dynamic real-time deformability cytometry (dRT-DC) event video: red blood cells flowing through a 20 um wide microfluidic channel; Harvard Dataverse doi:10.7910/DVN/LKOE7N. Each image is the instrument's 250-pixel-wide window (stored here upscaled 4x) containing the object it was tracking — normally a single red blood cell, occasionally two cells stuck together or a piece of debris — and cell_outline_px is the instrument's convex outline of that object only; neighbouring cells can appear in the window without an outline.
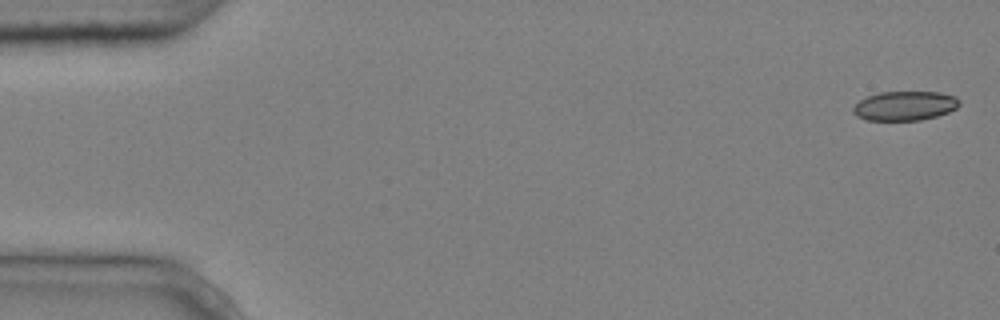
{"species": "common noctule bat (a hibernating species)", "species_latin": "Nyctalus noctula", "temperature_condition": "cold", "stored_images_in_passage": 5, "camera_frame_rate_fps": 3000, "um_per_image_px": 0.085, "animal": {"sex": "male", "body_mass_g": 20.4}, "frame": {"image": 1, "passage_image": 1, "time_ms": 0.0, "image_size_px": [1000, 320], "cell_outline_px": [[960, 104], [956, 108], [948, 112], [936, 116], [920, 120], [868, 120], [856, 116], [852, 112], [852, 108], [860, 100], [868, 96], [880, 92], [940, 92], [956, 96], [960, 100]], "centroid_in_image_um": [76.92, 8.99], "position_along_channel_um": 8.1, "area_um2": 18.15}}
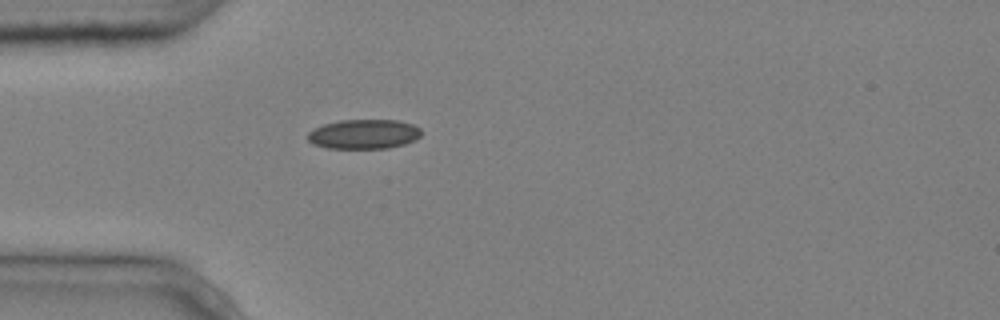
{"frame": {"image": 2, "passage_image": 5, "time_ms": 1.333, "image_size_px": [1000, 320], "cell_outline_px": [[424, 132], [416, 140], [404, 144], [388, 148], [328, 148], [312, 144], [308, 140], [308, 132], [324, 124], [340, 120], [396, 120], [412, 124], [420, 128]], "centroid_in_image_um": [30.96, 11.4], "position_along_channel_um": 54.0, "area_um2": 19.59}}